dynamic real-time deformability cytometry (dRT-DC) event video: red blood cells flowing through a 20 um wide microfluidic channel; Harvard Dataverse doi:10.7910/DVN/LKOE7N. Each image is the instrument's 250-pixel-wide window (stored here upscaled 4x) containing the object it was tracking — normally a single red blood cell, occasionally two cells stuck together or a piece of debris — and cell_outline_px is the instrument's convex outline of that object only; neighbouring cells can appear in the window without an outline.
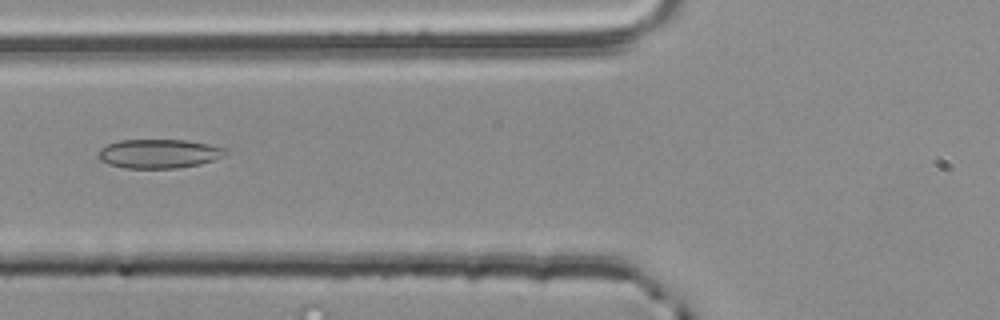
{"species": "common noctule bat (a hibernating species)", "species_latin": "Nyctalus noctula", "temperature_condition": "room temperature", "stored_images_in_passage": 2, "camera_frame_rate_fps": 3000, "um_per_image_px": 0.085, "animal": {"sex": "male", "body_mass_g": 20.4}, "frame": {"image": 1, "passage_image": 2, "time_ms": 0.333, "image_size_px": [1000, 320], "cell_outline_px": [[228, 152], [212, 160], [200, 164], [176, 168], [124, 168], [108, 164], [100, 160], [96, 156], [100, 148], [108, 144], [120, 140], [184, 140], [208, 144], [224, 148]], "centroid_in_image_um": [13.44, 13.06], "position_along_channel_um": 112.4, "area_um2": 21.39}}